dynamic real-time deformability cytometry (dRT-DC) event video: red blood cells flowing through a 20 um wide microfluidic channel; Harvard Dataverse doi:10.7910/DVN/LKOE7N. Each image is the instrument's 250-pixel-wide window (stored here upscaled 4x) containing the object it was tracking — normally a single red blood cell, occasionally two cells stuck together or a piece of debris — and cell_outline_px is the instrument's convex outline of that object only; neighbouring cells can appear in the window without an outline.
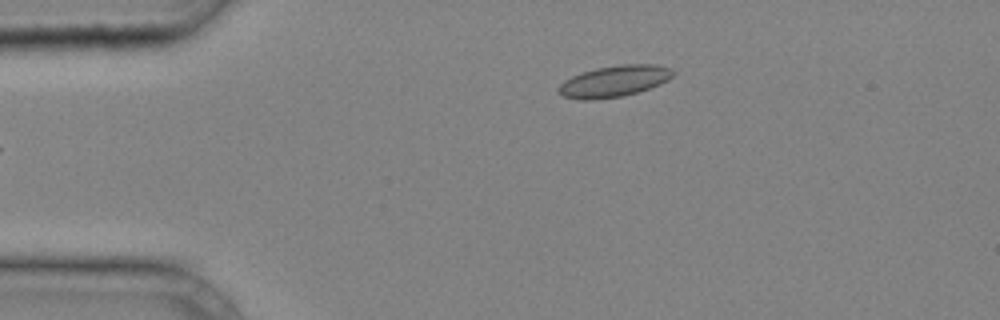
{"species": "common noctule bat (a hibernating species)", "species_latin": "Nyctalus noctula", "temperature_condition": "cold", "stored_images_in_passage": 30, "camera_frame_rate_fps": 3000, "um_per_image_px": 0.085, "animal": {"sex": "male", "body_mass_g": 20.4}, "frame": {"image": 1, "passage_image": 1, "time_ms": 0.0, "image_size_px": [1000, 320], "cell_outline_px": [[676, 72], [668, 80], [660, 84], [624, 96], [588, 100], [580, 100], [564, 96], [556, 92], [556, 88], [564, 80], [572, 76], [596, 68], [620, 64], [656, 64], [672, 68]], "centroid_in_image_um": [52.2, 6.9], "position_along_channel_um": 32.8, "area_um2": 20.98}}
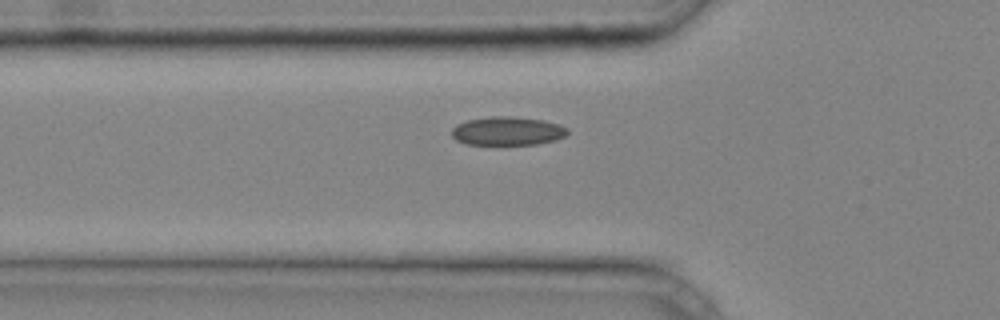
{"frame": {"image": 2, "passage_image": 7, "time_ms": 2.0, "image_size_px": [1000, 320], "cell_outline_px": [[568, 132], [564, 136], [556, 140], [536, 144], [468, 144], [456, 140], [452, 136], [452, 128], [456, 124], [468, 120], [492, 116], [512, 116], [544, 120], [560, 124], [568, 128]], "centroid_in_image_um": [43.15, 11.13], "position_along_channel_um": 82.6, "area_um2": 19.31}}
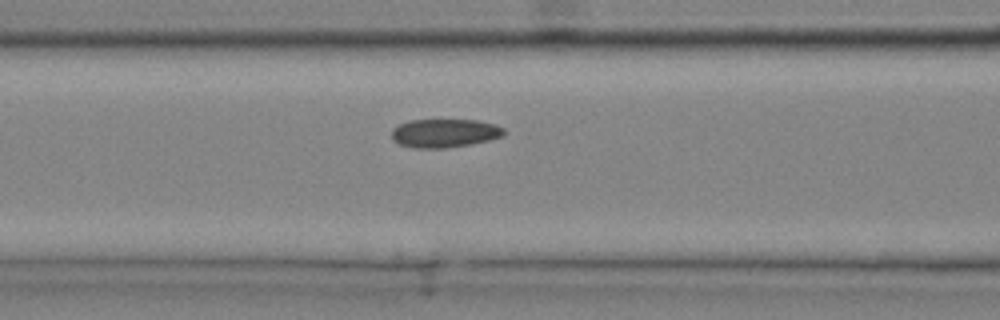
{"frame": {"image": 3, "passage_image": 10, "time_ms": 3.0, "image_size_px": [1000, 320], "cell_outline_px": [[504, 136], [472, 144], [448, 148], [412, 148], [400, 144], [392, 140], [392, 128], [400, 124], [412, 120], [476, 120], [496, 124], [504, 128]], "centroid_in_image_um": [37.8, 11.32], "position_along_channel_um": 128.8, "area_um2": 18.79}}